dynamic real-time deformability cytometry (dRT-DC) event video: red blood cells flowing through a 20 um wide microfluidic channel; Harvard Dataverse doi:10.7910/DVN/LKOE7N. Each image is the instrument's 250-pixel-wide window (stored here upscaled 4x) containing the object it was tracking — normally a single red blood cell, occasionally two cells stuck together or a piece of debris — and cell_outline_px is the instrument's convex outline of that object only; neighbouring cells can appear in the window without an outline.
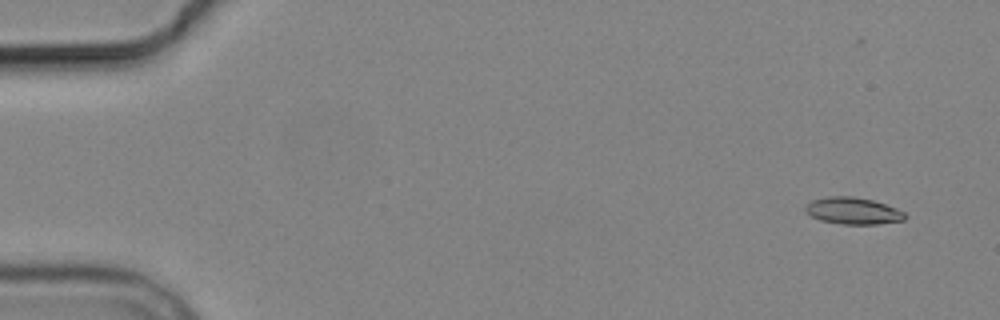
{"species": "common noctule bat (a hibernating species)", "species_latin": "Nyctalus noctula", "temperature_condition": "cold", "stored_images_in_passage": 4, "camera_frame_rate_fps": 3000, "um_per_image_px": 0.085, "animal": {"sex": "male", "body_mass_g": 19.2, "forearm_length_mm": 51.8}, "frame": {"image": 1, "passage_image": 1, "time_ms": 0.0, "image_size_px": [1000, 320], "cell_outline_px": [[908, 216], [904, 220], [876, 224], [844, 224], [820, 220], [812, 216], [804, 208], [812, 200], [828, 196], [852, 196], [872, 200], [896, 208], [904, 212]], "centroid_in_image_um": [72.53, 17.92], "position_along_channel_um": 12.5, "area_um2": 15.37}}